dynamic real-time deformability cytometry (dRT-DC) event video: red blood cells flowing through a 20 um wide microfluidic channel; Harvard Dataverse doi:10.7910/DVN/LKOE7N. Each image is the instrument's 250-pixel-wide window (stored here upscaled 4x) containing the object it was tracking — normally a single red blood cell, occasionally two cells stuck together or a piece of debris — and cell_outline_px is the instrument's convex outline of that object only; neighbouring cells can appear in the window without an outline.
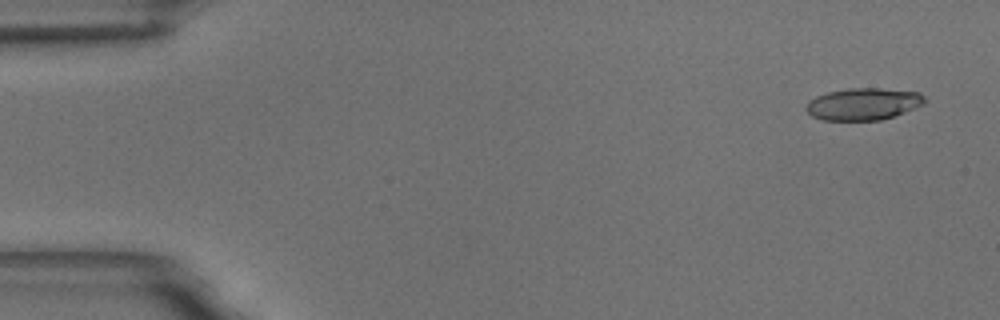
{"species": "common noctule bat (a hibernating species)", "species_latin": "Nyctalus noctula", "temperature_condition": "room temperature", "stored_images_in_passage": 53, "camera_frame_rate_fps": 3000, "um_per_image_px": 0.085, "animal": {"sex": "male", "body_mass_g": 18.8}, "frame": {"image": 1, "passage_image": 1, "time_ms": 0.0, "image_size_px": [1000, 320], "cell_outline_px": [[928, 100], [924, 104], [904, 112], [880, 120], [824, 120], [812, 116], [804, 108], [804, 104], [808, 100], [816, 96], [828, 92], [848, 88], [880, 88], [920, 92]], "centroid_in_image_um": [73.37, 8.83], "position_along_channel_um": 11.6, "area_um2": 22.25}}
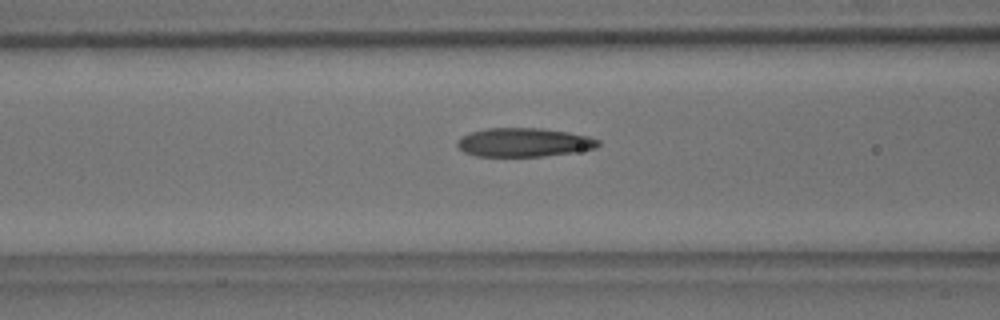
{"frame": {"image": 2, "passage_image": 20, "time_ms": 6.333, "image_size_px": [1000, 320], "cell_outline_px": [[600, 144], [596, 148], [572, 152], [544, 156], [476, 156], [464, 152], [456, 144], [456, 140], [460, 136], [484, 128], [540, 128], [568, 132], [588, 136], [600, 140]], "centroid_in_image_um": [44.51, 12.1], "position_along_channel_um": 122.1, "area_um2": 23.64}}
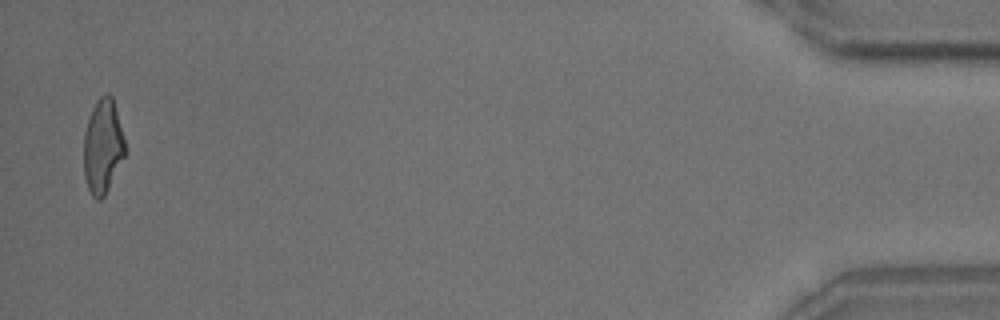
{"frame": {"image": 3, "passage_image": 52, "time_ms": 17.0, "image_size_px": [1000, 320], "cell_outline_px": [[124, 156], [104, 196], [100, 200], [96, 200], [92, 196], [88, 188], [84, 176], [84, 132], [92, 108], [96, 100], [100, 96], [108, 92], [112, 96], [124, 140]], "centroid_in_image_um": [8.71, 12.43], "position_along_channel_um": 426.5, "area_um2": 22.31}, "authors_computed_cell_mechanics": {"area_um2": 23.3512, "velocity_mm_per_s": 3.6776, "shape_relaxation_time_tau1_ms": 3.6963, "shape_relaxation_time_tau2_ms": 1.5551, "deformation_change_tau1": 0.1888, "deformation_change_tau2": 0.1129}}